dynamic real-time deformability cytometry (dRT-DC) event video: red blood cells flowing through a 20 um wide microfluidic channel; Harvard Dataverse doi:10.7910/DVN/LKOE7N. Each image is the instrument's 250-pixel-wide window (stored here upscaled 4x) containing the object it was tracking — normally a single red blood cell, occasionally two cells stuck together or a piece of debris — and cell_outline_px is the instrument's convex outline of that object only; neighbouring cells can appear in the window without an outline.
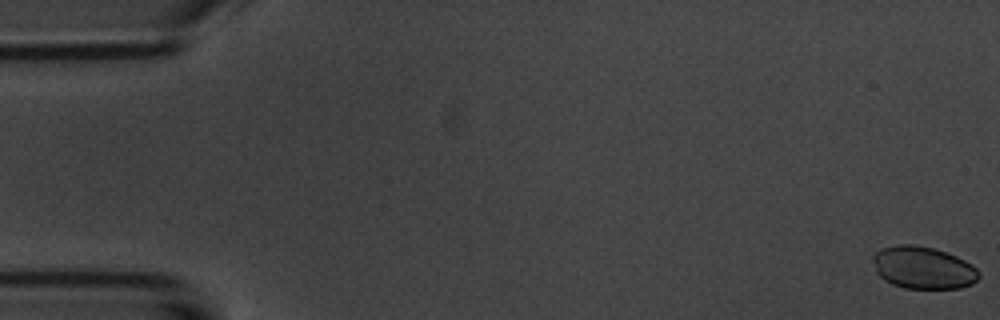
{"species": "common noctule bat (a hibernating species)", "species_latin": "Nyctalus noctula", "temperature_condition": "room temperature", "stored_images_in_passage": 12, "camera_frame_rate_fps": 3000, "um_per_image_px": 0.085, "animal": {"sex": "male", "body_mass_g": 20.1, "forearm_length_mm": 53.5}, "frame": {"image": 1, "passage_image": 1, "time_ms": 0.0, "image_size_px": [1000, 320], "cell_outline_px": [[980, 276], [972, 284], [960, 288], [904, 288], [892, 284], [884, 280], [876, 272], [872, 260], [872, 256], [880, 248], [900, 244], [916, 244], [932, 248], [956, 256], [972, 264], [980, 272]], "centroid_in_image_um": [78.45, 22.75], "position_along_channel_um": 6.6, "area_um2": 26.24}}